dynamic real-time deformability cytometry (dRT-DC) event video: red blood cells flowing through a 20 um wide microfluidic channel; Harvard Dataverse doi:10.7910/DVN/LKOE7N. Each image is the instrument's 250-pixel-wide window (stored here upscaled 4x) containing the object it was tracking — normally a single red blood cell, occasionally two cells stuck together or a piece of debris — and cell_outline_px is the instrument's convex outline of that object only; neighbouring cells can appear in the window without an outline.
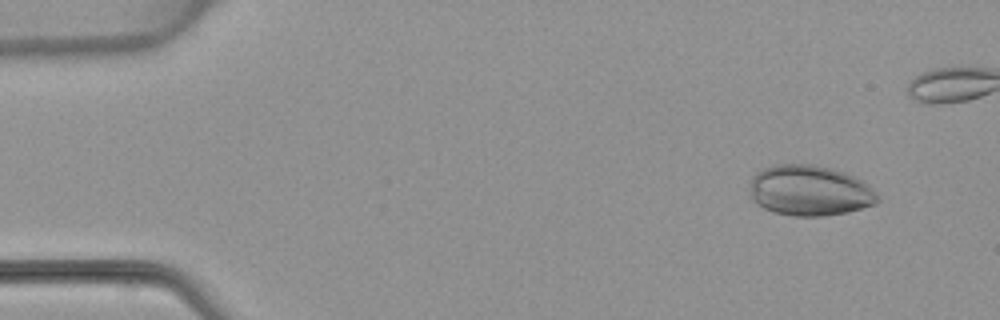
{"species": "common noctule bat (a hibernating species)", "species_latin": "Nyctalus noctula", "temperature_condition": "warm", "stored_images_in_passage": 4, "camera_frame_rate_fps": 3000, "um_per_image_px": 0.085, "animal": {"sex": "female", "body_mass_g": 22.7, "forearm_length_mm": 54.2}, "frame": {"image": 1, "passage_image": 1, "time_ms": 0.0, "image_size_px": [1000, 320], "cell_outline_px": [[880, 200], [876, 204], [848, 212], [824, 216], [792, 216], [772, 212], [756, 204], [752, 200], [752, 176], [756, 172], [764, 168], [776, 164], [812, 164], [832, 168], [852, 176], [860, 180], [876, 192]], "centroid_in_image_um": [68.82, 16.21], "position_along_channel_um": 16.2, "area_um2": 37.57}}